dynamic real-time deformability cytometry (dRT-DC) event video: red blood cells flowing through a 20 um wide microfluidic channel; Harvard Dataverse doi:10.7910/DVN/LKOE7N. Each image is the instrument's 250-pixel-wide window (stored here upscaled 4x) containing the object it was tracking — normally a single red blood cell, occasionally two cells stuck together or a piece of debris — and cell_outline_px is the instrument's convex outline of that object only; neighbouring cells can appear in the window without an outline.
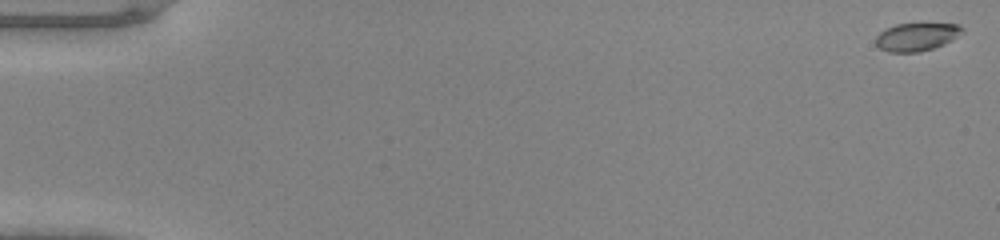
{"species": "common noctule bat (a hibernating species)", "species_latin": "Nyctalus noctula", "temperature_condition": "warm", "stored_images_in_passage": 49, "camera_frame_rate_fps": 3000, "um_per_image_px": 0.085, "animal": {"sex": "male", "body_mass_g": 20.0, "forearm_length_mm": 53.3}, "frame": {"image": 1, "passage_image": 1, "time_ms": 0.0, "image_size_px": [1000, 240], "cell_outline_px": [[964, 32], [952, 40], [944, 44], [920, 52], [888, 52], [880, 48], [876, 44], [876, 36], [884, 28], [896, 24], [960, 24], [964, 28]], "centroid_in_image_um": [77.92, 3.13], "position_along_channel_um": 7.1, "area_um2": 14.16}}
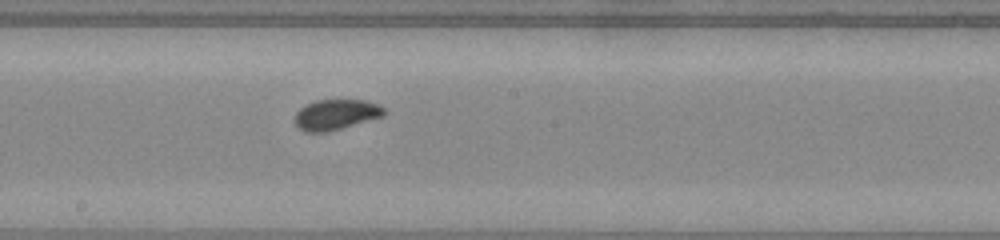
{"frame": {"image": 2, "passage_image": 28, "time_ms": 9.0, "image_size_px": [1000, 240], "cell_outline_px": [[388, 112], [384, 116], [340, 128], [324, 132], [304, 132], [296, 124], [296, 112], [304, 104], [316, 100], [364, 100], [376, 104], [384, 108]], "centroid_in_image_um": [28.56, 9.72], "position_along_channel_um": 219.6, "area_um2": 15.66}}
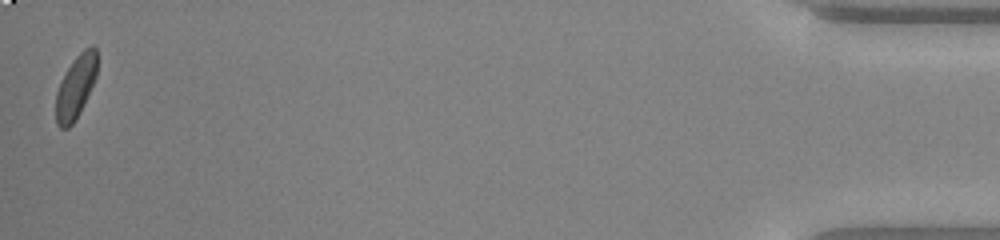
{"frame": {"image": 3, "passage_image": 49, "time_ms": 16.0, "image_size_px": [1000, 240], "cell_outline_px": [[96, 76], [84, 104], [76, 120], [68, 128], [60, 128], [56, 124], [56, 92], [60, 80], [76, 56], [84, 48], [92, 44], [96, 48]], "centroid_in_image_um": [6.42, 7.39], "position_along_channel_um": 428.8, "area_um2": 15.14}}